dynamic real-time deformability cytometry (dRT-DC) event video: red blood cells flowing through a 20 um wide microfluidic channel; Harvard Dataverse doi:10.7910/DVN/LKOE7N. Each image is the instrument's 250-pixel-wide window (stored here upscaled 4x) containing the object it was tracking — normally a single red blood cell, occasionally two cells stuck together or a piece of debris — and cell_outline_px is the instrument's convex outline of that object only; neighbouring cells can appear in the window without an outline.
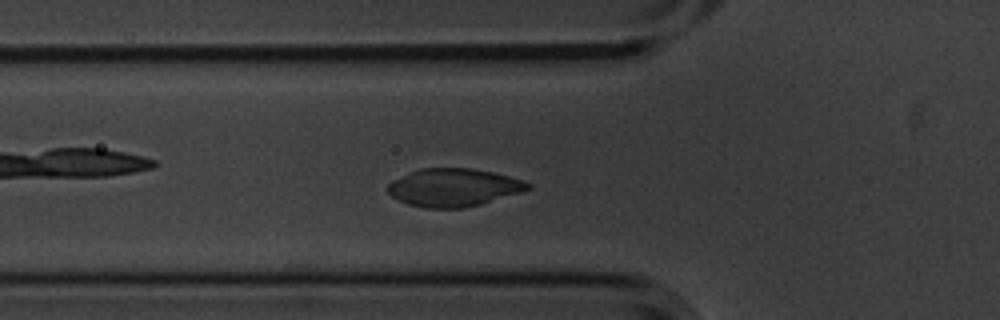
{"species": "common noctule bat (a hibernating species)", "species_latin": "Nyctalus noctula", "temperature_condition": "cold", "stored_images_in_passage": 53, "camera_frame_rate_fps": 3000, "um_per_image_px": 0.085, "animal": {"sex": "male", "body_mass_g": 20.1, "forearm_length_mm": 53.5}, "frame": {"image": 1, "passage_image": 15, "time_ms": 4.667, "image_size_px": [1000, 320], "cell_outline_px": [[532, 188], [520, 192], [480, 204], [464, 208], [424, 208], [408, 204], [392, 196], [388, 192], [388, 184], [392, 180], [420, 168], [472, 168], [492, 172], [524, 180], [532, 184]], "centroid_in_image_um": [38.56, 15.93], "position_along_channel_um": 87.2, "area_um2": 30.81}}
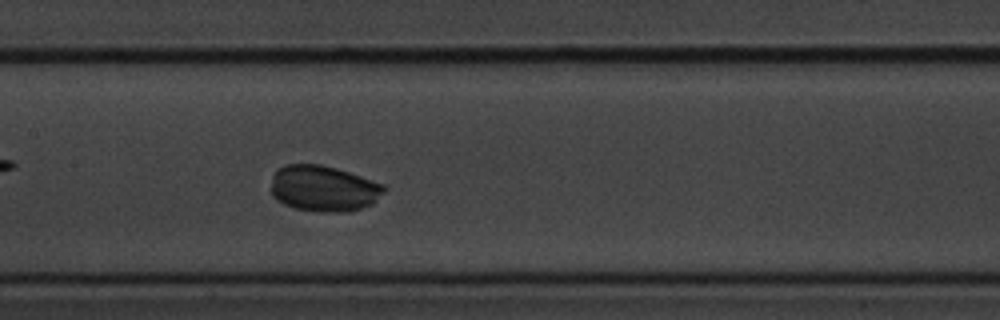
{"frame": {"image": 2, "passage_image": 23, "time_ms": 7.333, "image_size_px": [1000, 320], "cell_outline_px": [[388, 188], [372, 204], [348, 212], [324, 212], [296, 208], [284, 204], [276, 200], [272, 196], [272, 176], [276, 168], [284, 164], [320, 164], [336, 168], [384, 184]], "centroid_in_image_um": [27.49, 16.01], "position_along_channel_um": 179.9, "area_um2": 30.4}}
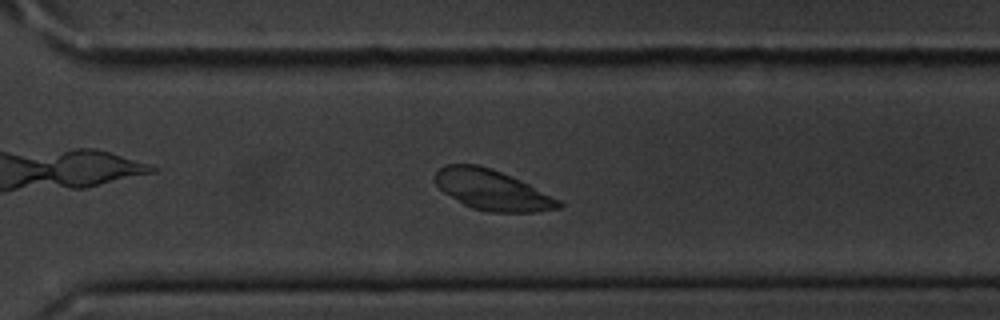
{"frame": {"image": 3, "passage_image": 36, "time_ms": 11.667, "image_size_px": [1000, 320], "cell_outline_px": [[564, 204], [560, 208], [536, 212], [492, 212], [472, 208], [464, 204], [444, 192], [436, 184], [436, 172], [440, 168], [448, 164], [476, 164], [512, 176], [560, 200]], "centroid_in_image_um": [41.86, 16.16], "position_along_channel_um": 328.7, "area_um2": 28.55}}